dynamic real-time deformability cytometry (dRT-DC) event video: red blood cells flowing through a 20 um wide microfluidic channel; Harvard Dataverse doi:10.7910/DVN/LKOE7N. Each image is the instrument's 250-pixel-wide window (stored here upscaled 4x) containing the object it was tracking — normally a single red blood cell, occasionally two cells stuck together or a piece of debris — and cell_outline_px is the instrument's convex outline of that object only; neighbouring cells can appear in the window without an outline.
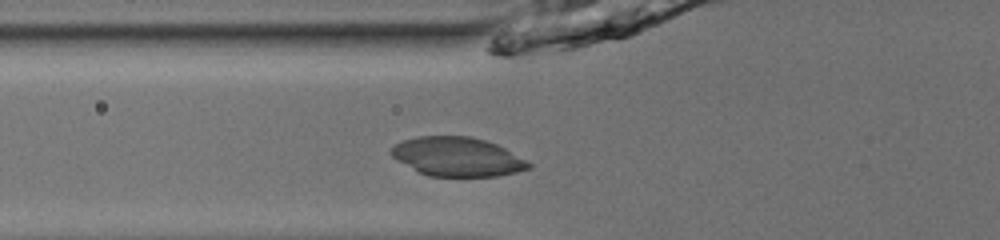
{"species": "common noctule bat (a hibernating species)", "species_latin": "Nyctalus noctula", "temperature_condition": "room temperature", "stored_images_in_passage": 33, "camera_frame_rate_fps": 3000, "um_per_image_px": 0.085, "animal": {"sex": "male", "body_mass_g": 13.0, "forearm_length_mm": 53.1}, "frame": {"image": 1, "passage_image": 2, "time_ms": 0.333, "image_size_px": [1000, 240], "cell_outline_px": [[532, 168], [516, 172], [496, 176], [428, 176], [396, 160], [388, 152], [396, 144], [404, 140], [416, 136], [468, 136], [484, 140], [496, 144], [504, 148], [532, 164]], "centroid_in_image_um": [38.85, 13.32], "position_along_channel_um": 86.9, "area_um2": 31.04}}
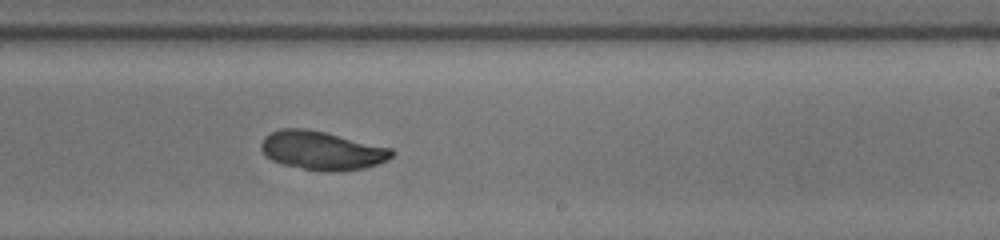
{"frame": {"image": 2, "passage_image": 15, "time_ms": 4.667, "image_size_px": [1000, 240], "cell_outline_px": [[396, 152], [388, 160], [364, 168], [332, 172], [320, 172], [280, 164], [264, 156], [260, 148], [260, 144], [264, 136], [280, 128], [304, 128], [324, 132], [392, 148]], "centroid_in_image_um": [27.33, 12.8], "position_along_channel_um": 261.7, "area_um2": 29.71}}
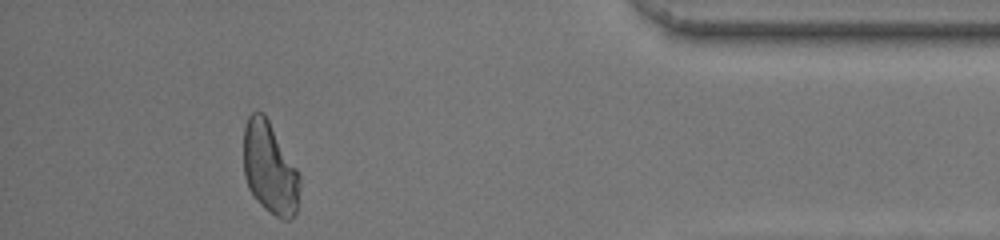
{"frame": {"image": 3, "passage_image": 29, "time_ms": 9.333, "image_size_px": [1000, 240], "cell_outline_px": [[300, 184], [296, 212], [292, 220], [284, 220], [276, 216], [264, 208], [252, 196], [248, 188], [244, 176], [244, 124], [248, 116], [252, 112], [264, 112], [296, 168], [300, 176]], "centroid_in_image_um": [22.92, 14.31], "position_along_channel_um": 412.3, "area_um2": 30.17}, "authors_computed_cell_mechanics": {"area_um2": 29.9982, "velocity_mm_per_s": 4.0053, "shape_relaxation_time_tau1_ms": null, "shape_relaxation_time_tau2_ms": 6.0508, "deformation_change_tau1": null, "deformation_change_tau2": 0.0812}}